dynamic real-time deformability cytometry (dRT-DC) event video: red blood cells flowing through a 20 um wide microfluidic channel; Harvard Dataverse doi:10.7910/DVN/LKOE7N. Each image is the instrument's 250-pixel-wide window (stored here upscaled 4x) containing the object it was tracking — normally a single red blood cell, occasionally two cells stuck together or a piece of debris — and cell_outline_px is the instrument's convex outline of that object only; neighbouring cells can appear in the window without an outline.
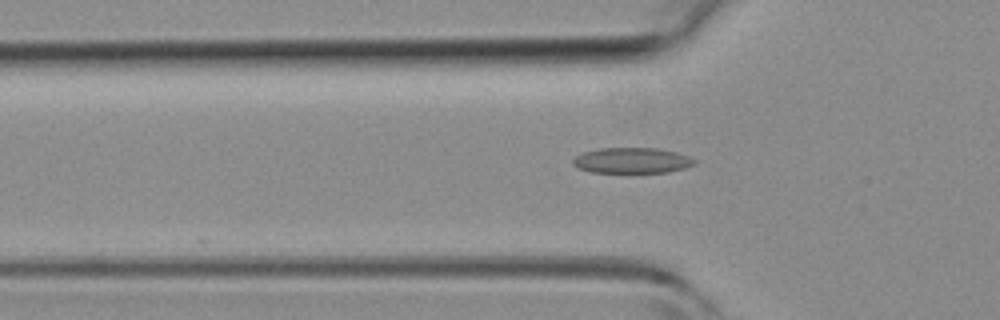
{"species": "common noctule bat (a hibernating species)", "species_latin": "Nyctalus noctula", "temperature_condition": "room temperature", "stored_images_in_passage": 34, "camera_frame_rate_fps": 3000, "um_per_image_px": 0.085, "animal": {"sex": "female", "body_mass_g": 19.3, "forearm_length_mm": 54.1}, "frame": {"image": 1, "passage_image": 7, "time_ms": 2.0, "image_size_px": [1000, 320], "cell_outline_px": [[696, 164], [684, 168], [668, 172], [592, 172], [576, 168], [572, 164], [572, 160], [576, 156], [584, 152], [600, 148], [656, 148], [676, 152], [688, 156], [696, 160]], "centroid_in_image_um": [53.7, 13.64], "position_along_channel_um": 72.1, "area_um2": 18.09}}
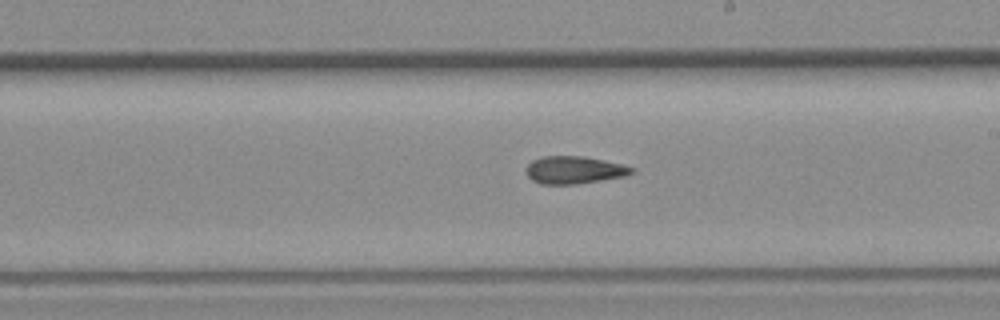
{"frame": {"image": 2, "passage_image": 18, "time_ms": 5.667, "image_size_px": [1000, 320], "cell_outline_px": [[636, 172], [624, 176], [576, 184], [540, 184], [532, 180], [524, 172], [528, 164], [532, 160], [544, 156], [584, 156], [620, 164], [636, 168]], "centroid_in_image_um": [48.78, 14.45], "position_along_channel_um": 240.2, "area_um2": 16.94}}
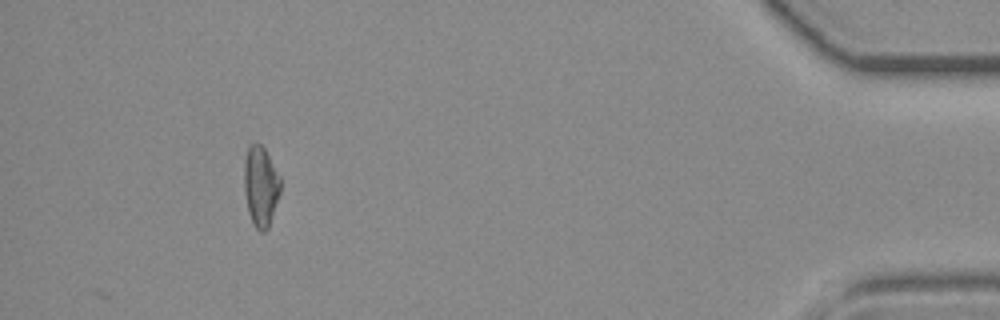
{"frame": {"image": 3, "passage_image": 34, "time_ms": 11.0, "image_size_px": [1000, 320], "cell_outline_px": [[280, 192], [268, 228], [264, 232], [260, 232], [256, 228], [248, 212], [244, 192], [244, 160], [248, 148], [256, 140], [264, 148], [280, 176]], "centroid_in_image_um": [22.15, 15.81], "position_along_channel_um": 413.1, "area_um2": 16.94}}